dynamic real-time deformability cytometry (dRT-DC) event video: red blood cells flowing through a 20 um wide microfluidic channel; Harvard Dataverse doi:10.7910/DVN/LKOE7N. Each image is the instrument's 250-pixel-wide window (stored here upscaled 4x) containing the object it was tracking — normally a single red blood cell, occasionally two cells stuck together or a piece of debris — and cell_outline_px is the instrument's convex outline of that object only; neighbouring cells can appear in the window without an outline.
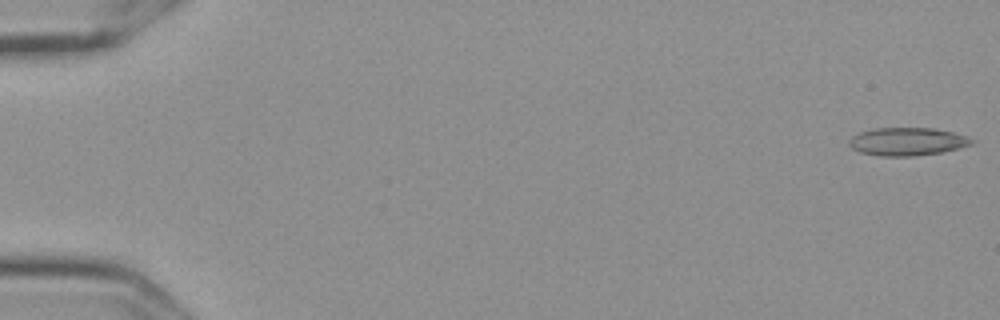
{"species": "Egyptian fruit bat (a non-hibernating species)", "species_latin": "Rousettus aegyptiacus", "temperature_condition": "cold", "stored_images_in_passage": 56, "camera_frame_rate_fps": 3000, "um_per_image_px": 0.085, "frame": {"image": 1, "passage_image": 1, "time_ms": 0.0, "image_size_px": [1000, 320], "cell_outline_px": [[976, 140], [972, 144], [960, 148], [944, 152], [916, 156], [880, 156], [860, 152], [852, 148], [848, 144], [848, 140], [852, 136], [860, 132], [872, 128], [932, 128], [952, 132], [968, 136]], "centroid_in_image_um": [77.13, 12.04], "position_along_channel_um": 7.9, "area_um2": 20.23}}
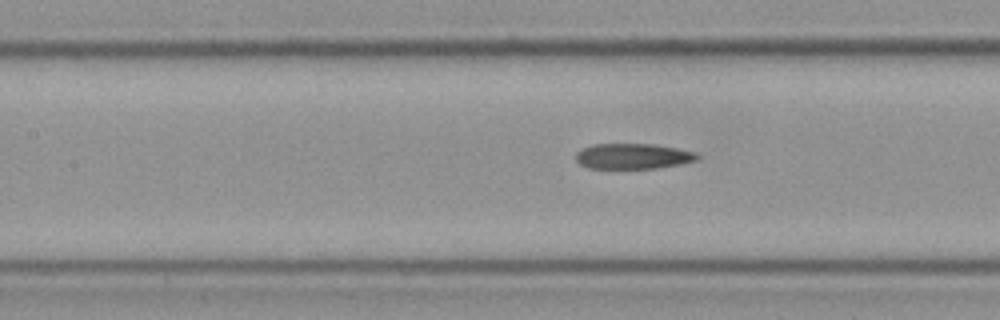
{"frame": {"image": 2, "passage_image": 26, "time_ms": 8.333, "image_size_px": [1000, 320], "cell_outline_px": [[700, 156], [696, 160], [680, 164], [656, 168], [588, 168], [580, 164], [576, 160], [576, 152], [580, 148], [592, 144], [652, 144], [676, 148], [696, 152]], "centroid_in_image_um": [53.77, 13.27], "position_along_channel_um": 153.6, "area_um2": 18.03}}
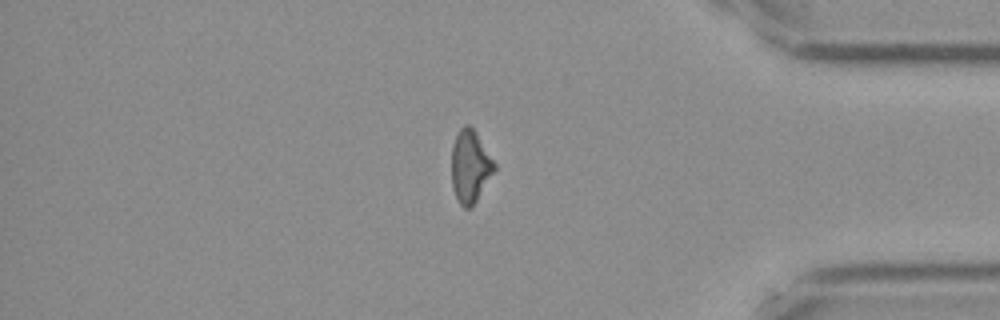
{"frame": {"image": 3, "passage_image": 48, "time_ms": 15.667, "image_size_px": [1000, 320], "cell_outline_px": [[496, 168], [476, 200], [468, 208], [464, 208], [460, 204], [452, 188], [452, 144], [460, 128], [464, 124], [468, 124], [472, 128], [496, 164]], "centroid_in_image_um": [39.94, 14.13], "position_along_channel_um": 395.3, "area_um2": 17.63}}